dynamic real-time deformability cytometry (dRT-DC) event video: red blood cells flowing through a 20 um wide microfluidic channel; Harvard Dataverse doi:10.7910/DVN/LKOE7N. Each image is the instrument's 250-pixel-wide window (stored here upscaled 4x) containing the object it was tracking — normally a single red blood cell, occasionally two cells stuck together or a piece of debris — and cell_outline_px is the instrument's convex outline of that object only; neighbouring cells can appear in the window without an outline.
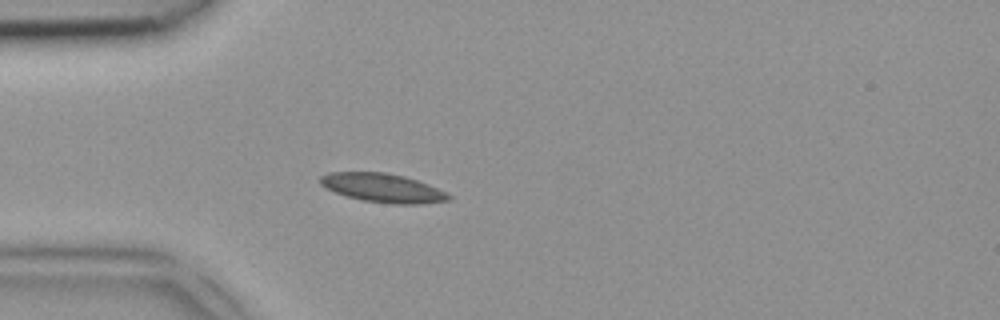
{"species": "common noctule bat (a hibernating species)", "species_latin": "Nyctalus noctula", "temperature_condition": "room temperature", "stored_images_in_passage": 41, "camera_frame_rate_fps": 3000, "um_per_image_px": 0.085, "animal": {"sex": "female", "body_mass_g": 18.4}, "frame": {"image": 1, "passage_image": 7, "time_ms": 2.0, "image_size_px": [1000, 320], "cell_outline_px": [[452, 200], [420, 204], [392, 204], [364, 200], [348, 196], [336, 192], [320, 184], [320, 176], [328, 172], [388, 172], [404, 176], [428, 184], [448, 192], [452, 196]], "centroid_in_image_um": [32.59, 15.97], "position_along_channel_um": 52.4, "area_um2": 21.56}}
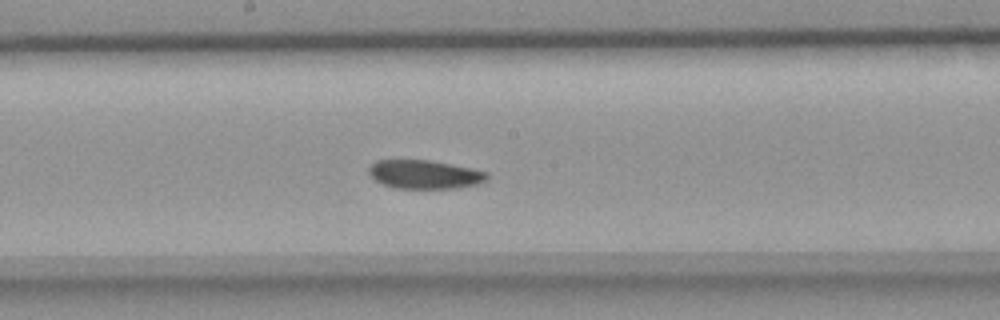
{"frame": {"image": 2, "passage_image": 19, "time_ms": 6.0, "image_size_px": [1000, 320], "cell_outline_px": [[488, 180], [480, 184], [460, 188], [392, 188], [380, 184], [368, 172], [368, 168], [376, 160], [432, 160], [472, 168], [488, 172]], "centroid_in_image_um": [36.13, 14.83], "position_along_channel_um": 212.1, "area_um2": 20.06}}
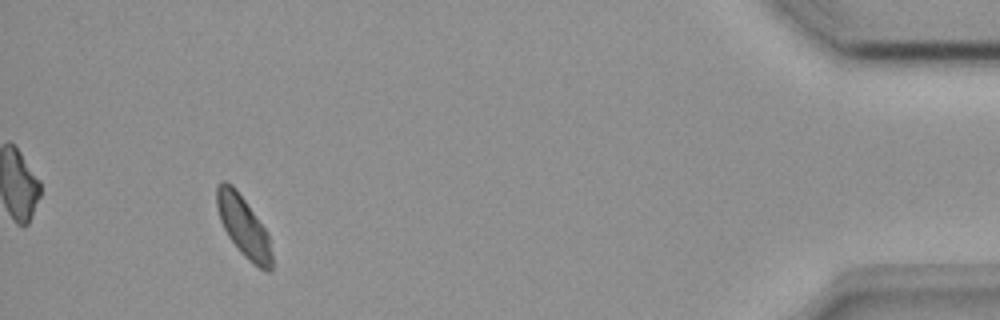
{"frame": {"image": 3, "passage_image": 38, "time_ms": 12.333, "image_size_px": [1000, 320], "cell_outline_px": [[272, 268], [268, 272], [252, 264], [240, 252], [228, 236], [220, 220], [216, 204], [216, 188], [220, 180], [224, 180], [232, 184], [236, 188], [268, 232], [272, 256]], "centroid_in_image_um": [20.69, 19.23], "position_along_channel_um": 414.5, "area_um2": 19.59}}